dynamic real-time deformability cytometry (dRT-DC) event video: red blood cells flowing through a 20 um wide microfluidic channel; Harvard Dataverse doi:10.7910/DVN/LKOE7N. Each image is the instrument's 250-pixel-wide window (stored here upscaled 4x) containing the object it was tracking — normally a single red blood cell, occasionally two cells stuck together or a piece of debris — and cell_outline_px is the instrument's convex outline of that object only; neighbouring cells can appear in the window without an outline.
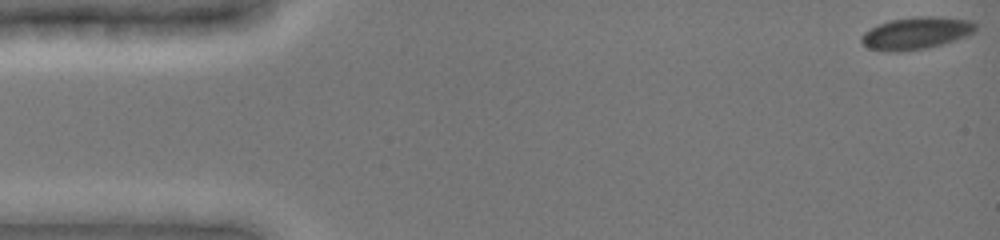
{"species": "common noctule bat (a hibernating species)", "species_latin": "Nyctalus noctula", "temperature_condition": "cold", "stored_images_in_passage": 7, "camera_frame_rate_fps": 3000, "um_per_image_px": 0.085, "animal": {"sex": "female", "body_mass_g": 19.0, "forearm_length_mm": 51.5}, "frame": {"image": 1, "passage_image": 1, "time_ms": 0.0, "image_size_px": [1000, 240], "cell_outline_px": [[976, 28], [968, 36], [944, 44], [928, 48], [900, 52], [884, 52], [868, 48], [860, 40], [860, 36], [864, 32], [888, 20], [916, 16], [936, 16], [972, 20], [976, 24]], "centroid_in_image_um": [77.88, 2.82], "position_along_channel_um": 7.1, "area_um2": 21.79}}
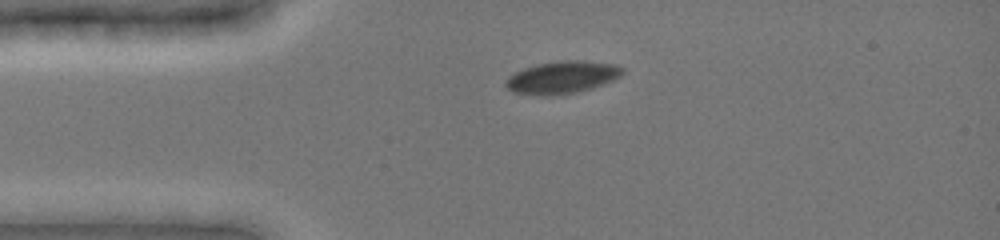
{"frame": {"image": 2, "passage_image": 6, "time_ms": 3.333, "image_size_px": [1000, 240], "cell_outline_px": [[624, 72], [620, 76], [612, 80], [592, 88], [576, 92], [548, 96], [544, 96], [512, 92], [504, 84], [504, 80], [508, 76], [524, 68], [536, 64], [560, 60], [580, 60], [616, 64], [624, 68]], "centroid_in_image_um": [47.76, 6.57], "position_along_channel_um": 37.2, "area_um2": 22.14}}